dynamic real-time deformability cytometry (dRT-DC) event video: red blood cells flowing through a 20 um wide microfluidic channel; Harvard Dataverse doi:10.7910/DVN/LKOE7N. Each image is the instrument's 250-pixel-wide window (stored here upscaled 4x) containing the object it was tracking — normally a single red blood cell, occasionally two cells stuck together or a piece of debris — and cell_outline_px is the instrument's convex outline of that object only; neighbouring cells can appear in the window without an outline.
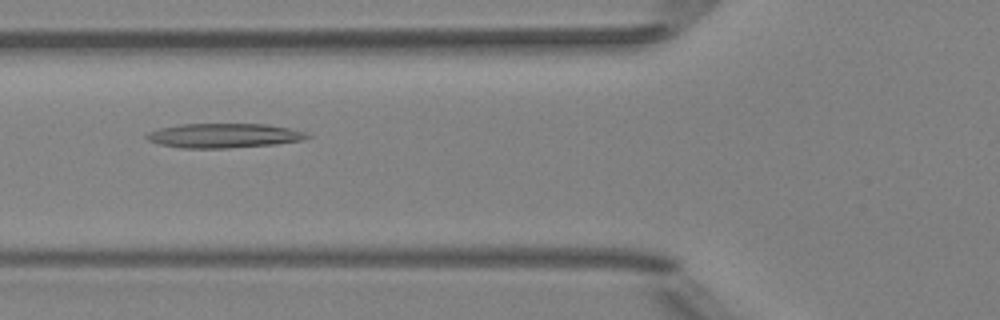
{"species": "Egyptian fruit bat (a non-hibernating species)", "species_latin": "Rousettus aegyptiacus", "temperature_condition": "room temperature", "stored_images_in_passage": 5, "camera_frame_rate_fps": 3000, "um_per_image_px": 0.085, "animal": {"sex": "female"}, "frame": {"image": 1, "passage_image": 4, "time_ms": 3.333, "image_size_px": [1000, 320], "cell_outline_px": [[312, 136], [300, 140], [276, 144], [228, 148], [180, 148], [160, 144], [148, 140], [144, 136], [148, 132], [160, 128], [180, 124], [268, 124], [292, 128], [308, 132]], "centroid_in_image_um": [19.06, 11.52], "position_along_channel_um": 106.7, "area_um2": 23.0}}
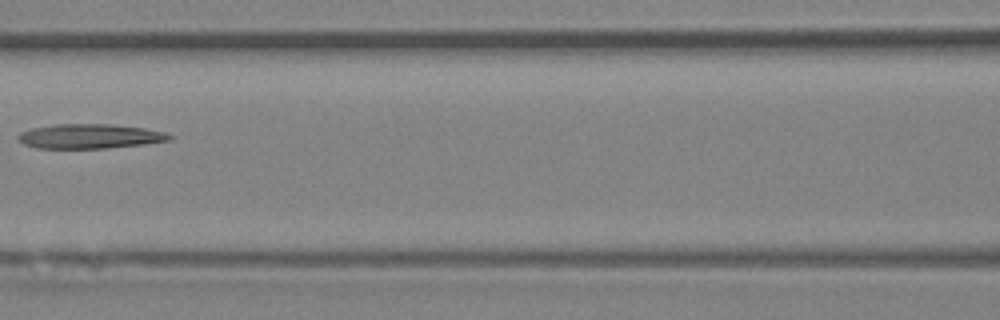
{"frame": {"image": 2, "passage_image": 5, "time_ms": 4.667, "image_size_px": [1000, 320], "cell_outline_px": [[176, 136], [172, 140], [144, 144], [108, 148], [36, 148], [24, 144], [16, 140], [16, 136], [20, 132], [32, 128], [56, 124], [112, 124], [144, 128], [164, 132]], "centroid_in_image_um": [7.64, 11.58], "position_along_channel_um": 159.0, "area_um2": 21.85}}